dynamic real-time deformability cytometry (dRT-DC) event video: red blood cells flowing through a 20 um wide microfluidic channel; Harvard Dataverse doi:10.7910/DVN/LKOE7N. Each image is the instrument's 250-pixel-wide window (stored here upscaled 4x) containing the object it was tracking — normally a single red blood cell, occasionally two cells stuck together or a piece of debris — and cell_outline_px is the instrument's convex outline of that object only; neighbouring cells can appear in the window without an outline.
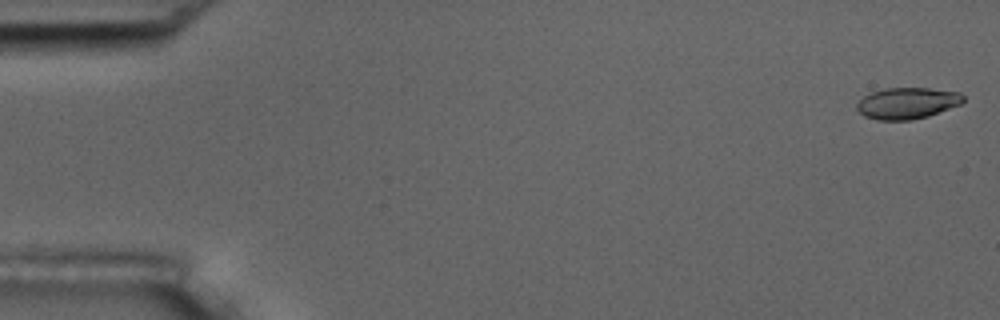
{"species": "common noctule bat (a hibernating species)", "species_latin": "Nyctalus noctula", "temperature_condition": "room temperature", "stored_images_in_passage": 55, "camera_frame_rate_fps": 3000, "um_per_image_px": 0.085, "animal": {"sex": "male", "body_mass_g": 17.5, "forearm_length_mm": 52.3}, "frame": {"image": 1, "passage_image": 1, "time_ms": 0.0, "image_size_px": [1000, 320], "cell_outline_px": [[964, 100], [960, 104], [928, 116], [912, 120], [876, 120], [864, 116], [856, 108], [856, 104], [864, 96], [872, 92], [884, 88], [928, 88], [960, 92], [964, 96]], "centroid_in_image_um": [77.1, 8.77], "position_along_channel_um": 7.9, "area_um2": 19.42}}
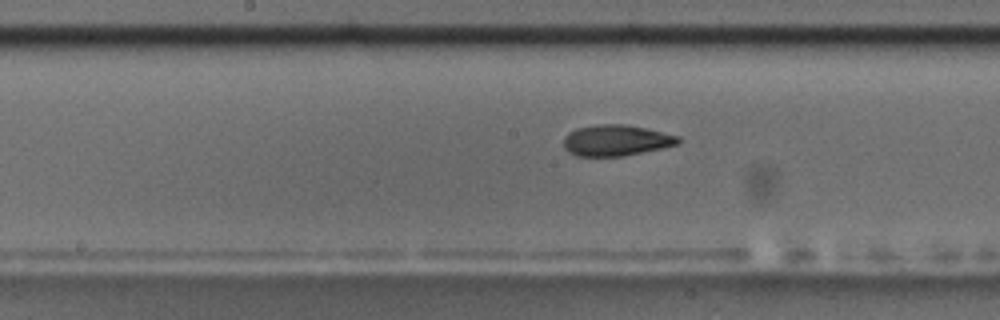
{"frame": {"image": 2, "passage_image": 28, "time_ms": 9.0, "image_size_px": [1000, 320], "cell_outline_px": [[680, 144], [624, 156], [576, 156], [568, 152], [564, 148], [564, 136], [568, 132], [576, 128], [600, 124], [624, 124], [644, 128], [680, 136]], "centroid_in_image_um": [52.35, 11.93], "position_along_channel_um": 195.8, "area_um2": 20.75}}
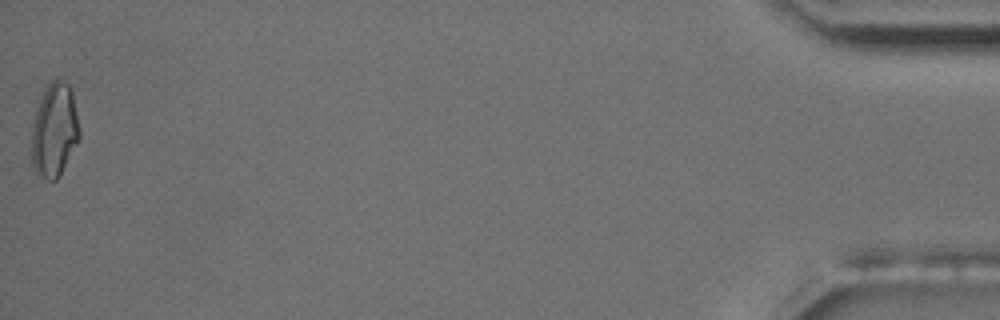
{"frame": {"image": 3, "passage_image": 55, "time_ms": 18.0, "image_size_px": [1000, 320], "cell_outline_px": [[80, 136], [56, 180], [48, 180], [36, 172], [32, 160], [32, 124], [36, 108], [48, 84], [52, 80], [60, 80], [68, 84], [72, 88], [80, 128]], "centroid_in_image_um": [4.63, 11.02], "position_along_channel_um": 430.6, "area_um2": 25.72}, "authors_computed_cell_mechanics": {"area_um2": 20.6924, "velocity_mm_per_s": 3.6744, "shape_relaxation_time_tau1_ms": 5.0668, "shape_relaxation_time_tau2_ms": 3.5271, "deformation_change_tau1": 0.1925, "deformation_change_tau2": 0.1111}}